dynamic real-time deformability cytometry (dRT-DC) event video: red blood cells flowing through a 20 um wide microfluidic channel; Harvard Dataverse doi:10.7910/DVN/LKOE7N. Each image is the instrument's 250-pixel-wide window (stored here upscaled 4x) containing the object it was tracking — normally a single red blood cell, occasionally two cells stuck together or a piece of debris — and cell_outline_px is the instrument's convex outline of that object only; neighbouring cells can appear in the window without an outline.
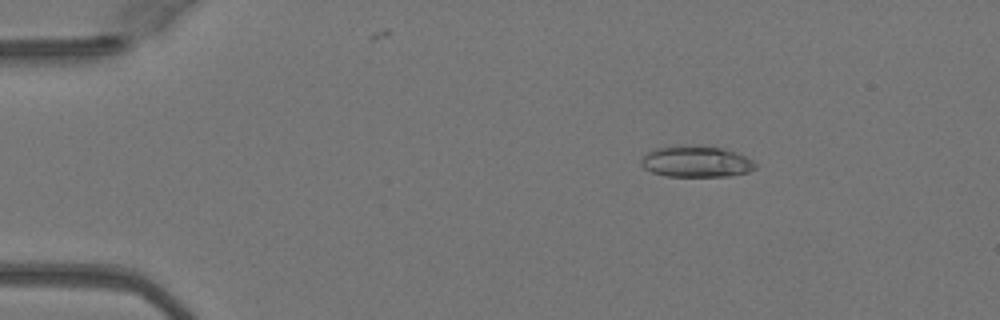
{"species": "Egyptian fruit bat (a non-hibernating species)", "species_latin": "Rousettus aegyptiacus", "temperature_condition": "warm", "stored_images_in_passage": 51, "camera_frame_rate_fps": 3000, "um_per_image_px": 0.085, "animal": {"sex": "female"}, "frame": {"image": 1, "passage_image": 9, "time_ms": 2.667, "image_size_px": [1000, 320], "cell_outline_px": [[756, 168], [748, 172], [728, 176], [664, 176], [652, 172], [644, 168], [640, 164], [640, 160], [648, 152], [656, 148], [680, 144], [684, 144], [720, 148], [736, 152], [752, 160], [756, 164]], "centroid_in_image_um": [59.14, 13.73], "position_along_channel_um": 25.9, "area_um2": 20.87}}
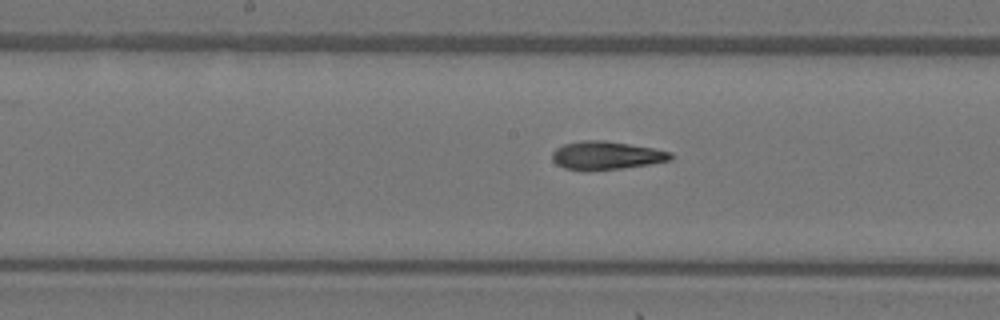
{"frame": {"image": 2, "passage_image": 27, "time_ms": 8.667, "image_size_px": [1000, 320], "cell_outline_px": [[676, 156], [672, 160], [652, 164], [620, 168], [584, 172], [564, 168], [556, 164], [552, 160], [552, 152], [556, 148], [564, 144], [584, 140], [604, 140], [652, 148], [672, 152]], "centroid_in_image_um": [51.54, 13.23], "position_along_channel_um": 196.7, "area_um2": 19.83}}
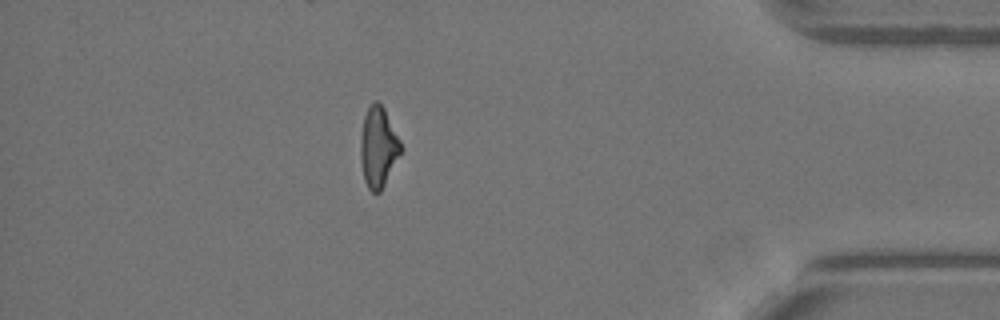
{"frame": {"image": 3, "passage_image": 45, "time_ms": 14.667, "image_size_px": [1000, 320], "cell_outline_px": [[400, 152], [380, 192], [372, 192], [368, 188], [364, 180], [360, 160], [360, 136], [364, 116], [368, 108], [376, 100], [384, 108], [400, 140]], "centroid_in_image_um": [32.11, 12.5], "position_along_channel_um": 403.1, "area_um2": 18.44}, "authors_computed_cell_mechanics": {"area_um2": 19.5942, "velocity_mm_per_s": 4.0788, "shape_relaxation_time_tau1_ms": null, "shape_relaxation_time_tau2_ms": 2.3522, "deformation_change_tau1": null, "deformation_change_tau2": 0.1175}}